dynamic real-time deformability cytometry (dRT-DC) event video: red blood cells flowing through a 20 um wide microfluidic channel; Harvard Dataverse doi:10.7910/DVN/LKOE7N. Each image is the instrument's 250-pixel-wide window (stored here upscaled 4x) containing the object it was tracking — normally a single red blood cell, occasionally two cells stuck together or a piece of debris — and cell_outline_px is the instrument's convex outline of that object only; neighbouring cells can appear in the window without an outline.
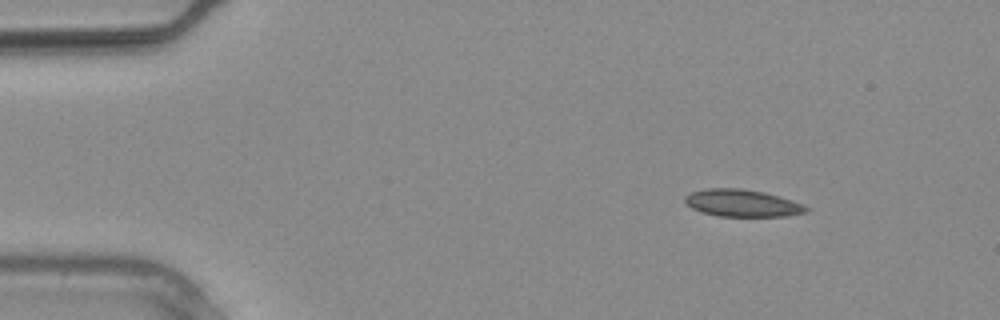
{"species": "common noctule bat (a hibernating species)", "species_latin": "Nyctalus noctula", "temperature_condition": "warm", "stored_images_in_passage": 2, "camera_frame_rate_fps": 3000, "um_per_image_px": 0.085, "animal": {"sex": "male", "body_mass_g": 20.4}, "frame": {"image": 1, "passage_image": 1, "time_ms": 0.0, "image_size_px": [1000, 320], "cell_outline_px": [[808, 212], [788, 216], [720, 216], [704, 212], [692, 208], [684, 200], [684, 196], [692, 192], [704, 188], [740, 188], [764, 192], [780, 196], [804, 204], [808, 208]], "centroid_in_image_um": [63.12, 17.25], "position_along_channel_um": 21.9, "area_um2": 19.19}}